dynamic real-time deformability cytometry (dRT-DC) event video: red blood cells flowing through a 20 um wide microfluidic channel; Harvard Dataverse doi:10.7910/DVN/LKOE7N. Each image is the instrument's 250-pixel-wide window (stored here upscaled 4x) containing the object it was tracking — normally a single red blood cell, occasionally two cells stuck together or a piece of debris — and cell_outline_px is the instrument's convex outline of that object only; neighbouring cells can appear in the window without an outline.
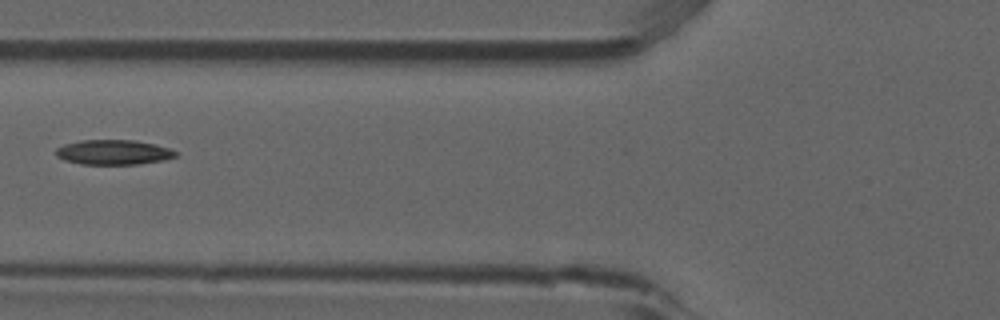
{"species": "common noctule bat (a hibernating species)", "species_latin": "Nyctalus noctula", "temperature_condition": "room temperature", "stored_images_in_passage": 2, "camera_frame_rate_fps": 3000, "um_per_image_px": 0.085, "animal": {"sex": "male", "forearm_length_mm": 52.5}, "frame": {"image": 1, "passage_image": 2, "time_ms": 0.333, "image_size_px": [1000, 320], "cell_outline_px": [[176, 156], [164, 160], [136, 164], [80, 164], [64, 160], [56, 156], [56, 148], [64, 144], [84, 140], [136, 140], [156, 144], [168, 148], [176, 152]], "centroid_in_image_um": [9.63, 12.94], "position_along_channel_um": 116.2, "area_um2": 17.28}}